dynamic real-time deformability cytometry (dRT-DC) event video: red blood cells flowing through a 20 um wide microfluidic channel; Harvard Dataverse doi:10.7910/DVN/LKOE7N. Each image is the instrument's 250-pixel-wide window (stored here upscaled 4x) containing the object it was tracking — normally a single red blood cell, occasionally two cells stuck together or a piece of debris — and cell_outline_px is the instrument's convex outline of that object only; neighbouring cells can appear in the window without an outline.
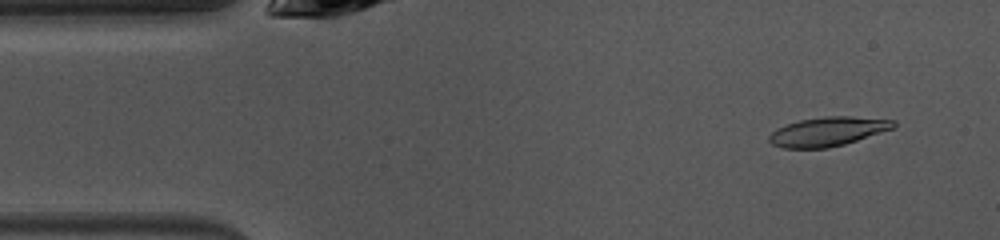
{"species": "common noctule bat (a hibernating species)", "species_latin": "Nyctalus noctula", "temperature_condition": "warm", "stored_images_in_passage": 44, "camera_frame_rate_fps": 3000, "um_per_image_px": 0.085, "animal": {"sex": "female", "body_mass_g": 10.0, "forearm_length_mm": 53.1}, "frame": {"image": 1, "passage_image": 3, "time_ms": 0.667, "image_size_px": [1000, 240], "cell_outline_px": [[896, 124], [892, 128], [844, 144], [828, 148], [784, 148], [772, 144], [768, 140], [768, 136], [772, 132], [788, 124], [800, 120], [824, 116], [852, 116], [896, 120]], "centroid_in_image_um": [70.35, 11.18], "position_along_channel_um": 14.6, "area_um2": 20.81}}
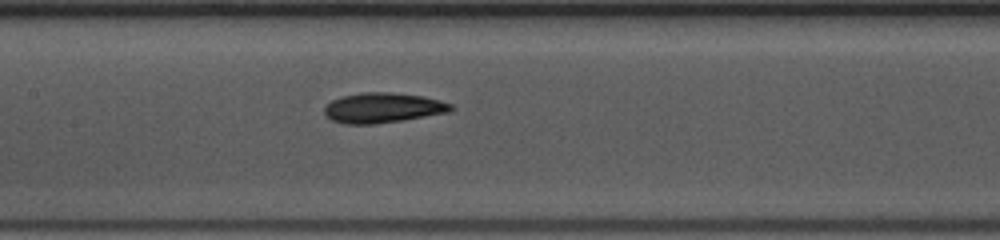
{"frame": {"image": 2, "passage_image": 20, "time_ms": 6.333, "image_size_px": [1000, 240], "cell_outline_px": [[452, 108], [448, 112], [404, 120], [376, 124], [344, 124], [332, 120], [324, 116], [324, 108], [332, 100], [340, 96], [364, 92], [388, 92], [424, 96], [440, 100], [452, 104]], "centroid_in_image_um": [32.51, 9.17], "position_along_channel_um": 174.9, "area_um2": 22.25}}
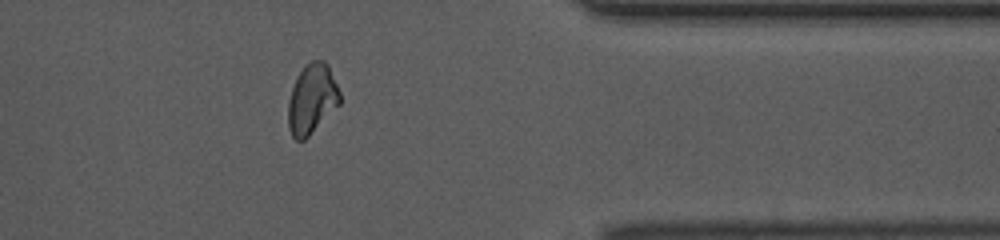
{"frame": {"image": 3, "passage_image": 37, "time_ms": 12.0, "image_size_px": [1000, 240], "cell_outline_px": [[340, 104], [304, 140], [296, 140], [292, 136], [288, 128], [288, 100], [292, 88], [304, 64], [312, 60], [324, 60], [328, 64], [340, 92]], "centroid_in_image_um": [26.51, 8.4], "position_along_channel_um": 384.9, "area_um2": 20.98}, "authors_computed_cell_mechanics": {"area_um2": 21.3571, "velocity_mm_per_s": 4.0402, "shape_relaxation_time_tau1_ms": 3.6701, "shape_relaxation_time_tau2_ms": null, "deformation_change_tau1": 0.1287, "deformation_change_tau2": null}}